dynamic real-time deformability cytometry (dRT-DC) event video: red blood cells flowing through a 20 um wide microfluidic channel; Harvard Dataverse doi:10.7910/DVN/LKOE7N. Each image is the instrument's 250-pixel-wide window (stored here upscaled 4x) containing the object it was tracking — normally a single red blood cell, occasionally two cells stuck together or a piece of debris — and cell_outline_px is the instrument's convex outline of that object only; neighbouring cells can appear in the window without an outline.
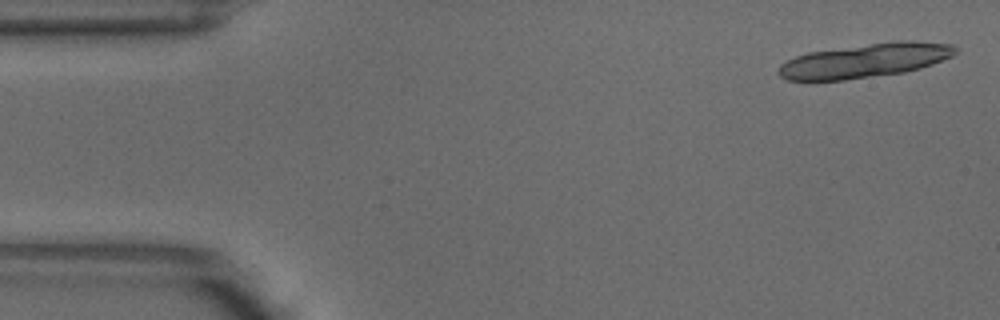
{"species": "common noctule bat (a hibernating species)", "species_latin": "Nyctalus noctula", "temperature_condition": "warm", "stored_images_in_passage": 5, "camera_frame_rate_fps": 3000, "um_per_image_px": 0.085, "animal": {"sex": "male", "body_mass_g": 18.8}, "frame": {"image": 1, "passage_image": 1, "time_ms": 0.0, "image_size_px": [1000, 320], "cell_outline_px": [[956, 52], [952, 56], [932, 64], [920, 68], [904, 72], [844, 80], [788, 80], [780, 76], [776, 72], [780, 64], [796, 56], [808, 52], [896, 40], [916, 40], [952, 44], [956, 48]], "centroid_in_image_um": [73.53, 5.14], "position_along_channel_um": 11.5, "area_um2": 35.14}}
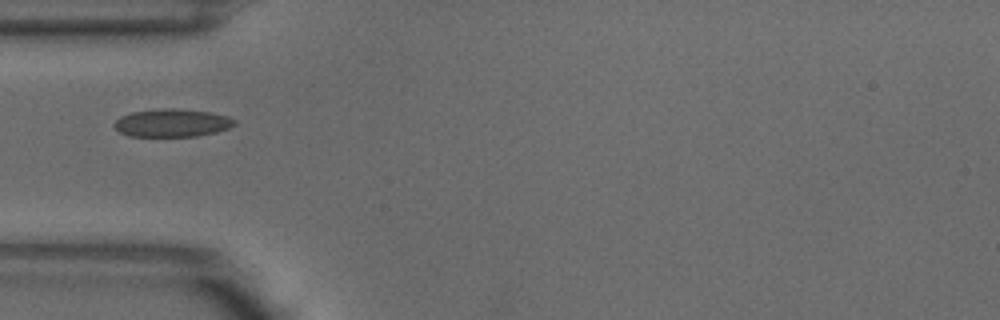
{"frame": {"image": 2, "passage_image": 4, "time_ms": 1.0, "image_size_px": [1000, 320], "cell_outline_px": [[236, 124], [228, 128], [216, 132], [196, 136], [128, 136], [120, 132], [112, 124], [120, 116], [132, 112], [160, 108], [176, 108], [212, 112], [228, 116], [236, 120]], "centroid_in_image_um": [14.63, 10.43], "position_along_channel_um": 70.4, "area_um2": 19.71}}